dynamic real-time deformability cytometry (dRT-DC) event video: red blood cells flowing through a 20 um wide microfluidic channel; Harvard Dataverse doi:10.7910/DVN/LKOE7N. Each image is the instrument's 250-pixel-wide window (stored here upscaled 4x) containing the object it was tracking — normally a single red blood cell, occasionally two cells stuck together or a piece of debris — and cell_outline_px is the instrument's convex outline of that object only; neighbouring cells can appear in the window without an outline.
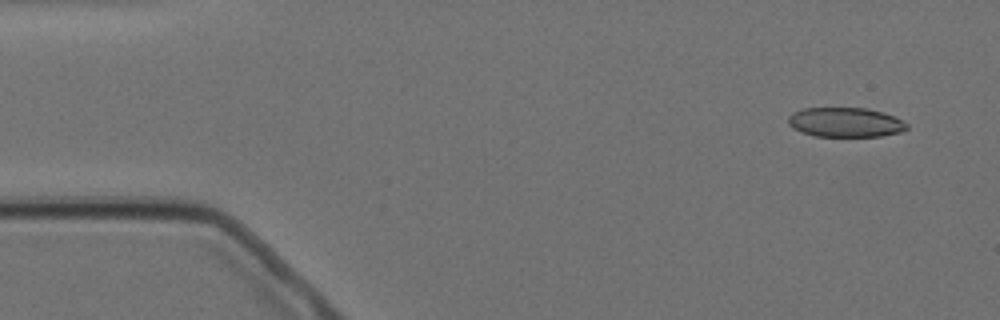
{"species": "Egyptian fruit bat (a non-hibernating species)", "species_latin": "Rousettus aegyptiacus", "temperature_condition": "cold", "stored_images_in_passage": 6, "camera_frame_rate_fps": 3000, "um_per_image_px": 0.085, "animal": {"sex": "female"}, "frame": {"image": 1, "passage_image": 2, "time_ms": 1.0, "image_size_px": [1000, 320], "cell_outline_px": [[908, 128], [900, 132], [880, 136], [816, 136], [792, 128], [788, 124], [788, 116], [792, 112], [804, 108], [868, 108], [884, 112], [908, 124]], "centroid_in_image_um": [71.84, 10.39], "position_along_channel_um": 13.2, "area_um2": 20.35}}
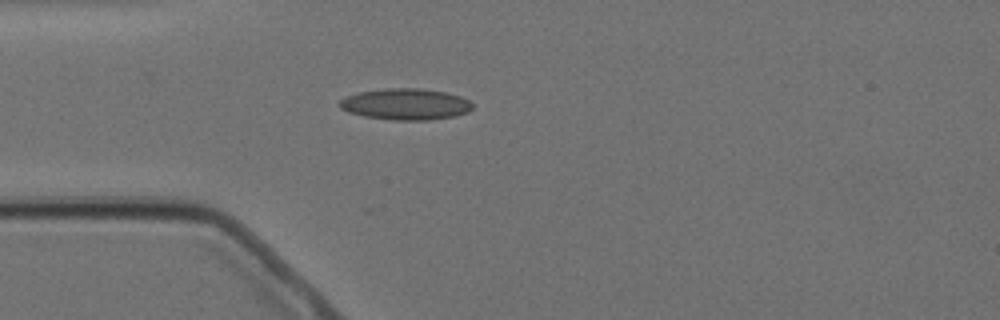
{"frame": {"image": 2, "passage_image": 5, "time_ms": 4.667, "image_size_px": [1000, 320], "cell_outline_px": [[472, 108], [468, 112], [456, 116], [428, 120], [392, 120], [364, 116], [348, 112], [340, 108], [340, 100], [344, 96], [360, 92], [384, 88], [420, 88], [444, 92], [460, 96], [468, 100], [472, 104]], "centroid_in_image_um": [34.47, 8.85], "position_along_channel_um": 50.5, "area_um2": 24.28}}